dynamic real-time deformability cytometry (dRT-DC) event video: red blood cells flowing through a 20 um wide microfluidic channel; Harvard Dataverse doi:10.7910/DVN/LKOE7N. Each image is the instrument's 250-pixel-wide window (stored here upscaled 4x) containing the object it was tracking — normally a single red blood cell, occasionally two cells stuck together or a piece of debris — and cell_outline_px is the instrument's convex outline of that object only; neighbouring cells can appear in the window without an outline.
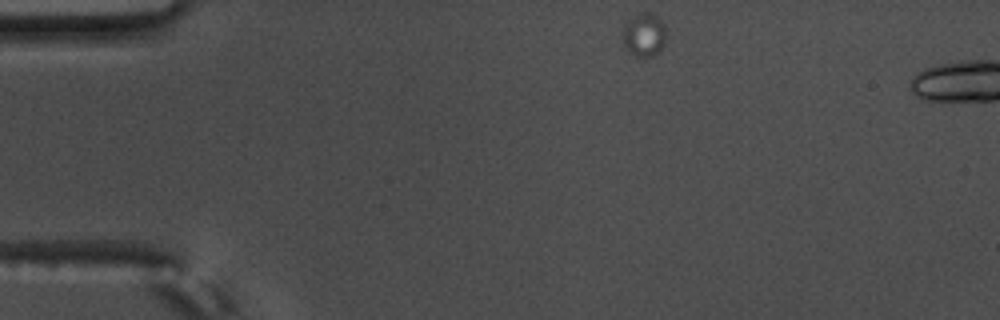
{"species": "common noctule bat (a hibernating species)", "species_latin": "Nyctalus noctula", "temperature_condition": "warm", "stored_images_in_passage": 5, "camera_frame_rate_fps": 3000, "um_per_image_px": 0.085, "animal": {"sex": "male", "body_mass_g": 17.5, "forearm_length_mm": 52.3}, "frame": {"image": 1, "passage_image": 1, "time_ms": 0.0, "image_size_px": [1000, 320], "cell_outline_px": [[664, 40], [660, 52], [652, 56], [636, 56], [628, 52], [620, 36], [624, 24], [628, 20], [644, 12], [652, 12], [664, 24]], "centroid_in_image_um": [54.7, 2.97], "position_along_channel_um": 30.3, "area_um2": 10.98}}